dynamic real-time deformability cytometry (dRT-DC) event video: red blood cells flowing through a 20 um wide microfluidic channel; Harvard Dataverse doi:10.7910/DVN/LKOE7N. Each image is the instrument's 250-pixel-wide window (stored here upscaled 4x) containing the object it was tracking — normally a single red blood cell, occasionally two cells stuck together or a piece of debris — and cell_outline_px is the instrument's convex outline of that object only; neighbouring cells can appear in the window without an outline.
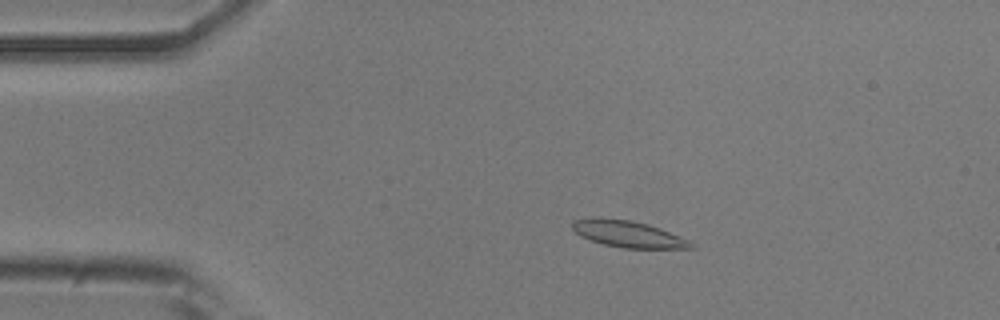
{"species": "common noctule bat (a hibernating species)", "species_latin": "Nyctalus noctula", "temperature_condition": "room temperature", "stored_images_in_passage": 55, "camera_frame_rate_fps": 3000, "um_per_image_px": 0.085, "animal": {"sex": "male", "body_mass_g": 20.5, "forearm_length_mm": 52.5}, "frame": {"image": 1, "passage_image": 11, "time_ms": 3.333, "image_size_px": [1000, 320], "cell_outline_px": [[696, 248], [624, 248], [604, 244], [580, 236], [572, 228], [572, 220], [592, 216], [600, 216], [632, 220], [648, 224], [660, 228], [680, 236], [688, 240]], "centroid_in_image_um": [53.33, 19.85], "position_along_channel_um": 31.7, "area_um2": 18.55}}
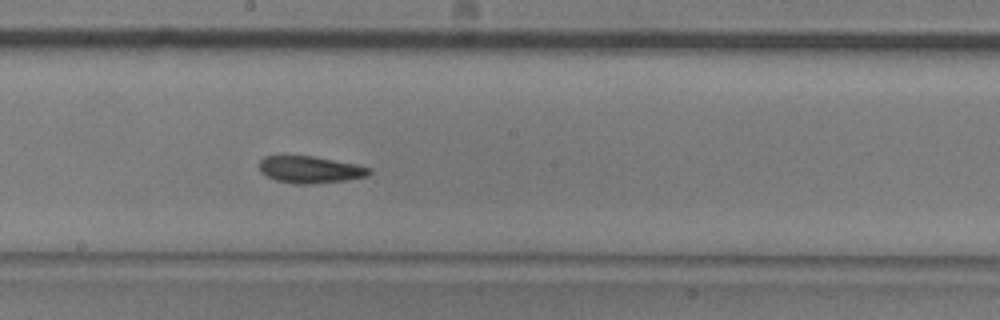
{"frame": {"image": 2, "passage_image": 30, "time_ms": 9.667, "image_size_px": [1000, 320], "cell_outline_px": [[372, 172], [368, 176], [344, 180], [308, 184], [296, 184], [276, 180], [260, 172], [260, 160], [264, 156], [312, 156], [356, 164], [372, 168]], "centroid_in_image_um": [26.38, 14.41], "position_along_channel_um": 221.8, "area_um2": 17.11}}
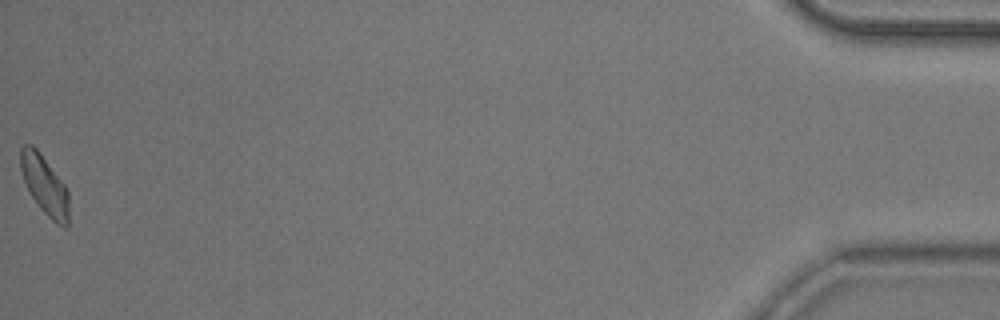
{"frame": {"image": 3, "passage_image": 55, "time_ms": 18.0, "image_size_px": [1000, 320], "cell_outline_px": [[68, 228], [64, 228], [56, 224], [40, 208], [32, 196], [24, 180], [20, 168], [20, 148], [24, 144], [32, 144], [40, 152], [64, 184], [68, 192]], "centroid_in_image_um": [3.79, 15.73], "position_along_channel_um": 431.4, "area_um2": 16.53}, "authors_computed_cell_mechanics": {"area_um2": 17.5134, "velocity_mm_per_s": 3.7193, "shape_relaxation_time_tau1_ms": 7.5502, "shape_relaxation_time_tau2_ms": 3.5216, "deformation_change_tau1": 0.1557, "deformation_change_tau2": 0.0995}}